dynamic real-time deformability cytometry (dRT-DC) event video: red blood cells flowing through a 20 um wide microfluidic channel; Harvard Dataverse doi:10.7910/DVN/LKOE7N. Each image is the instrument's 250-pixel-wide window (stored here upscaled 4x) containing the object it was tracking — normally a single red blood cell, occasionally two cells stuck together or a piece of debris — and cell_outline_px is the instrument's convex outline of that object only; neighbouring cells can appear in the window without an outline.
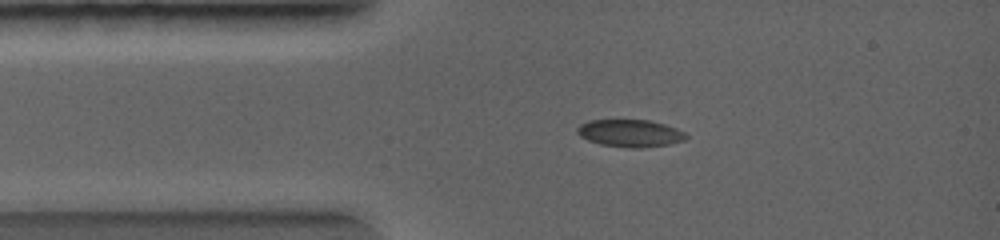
{"species": "common noctule bat (a hibernating species)", "species_latin": "Nyctalus noctula", "temperature_condition": "warm", "stored_images_in_passage": 33, "camera_frame_rate_fps": 5000, "um_per_image_px": 0.085, "animal": {"sex": "female", "body_mass_g": 19.0, "forearm_length_mm": 56.7}, "frame": {"image": 1, "passage_image": 4, "time_ms": 1.0, "image_size_px": [1000, 240], "cell_outline_px": [[688, 136], [684, 140], [668, 144], [640, 148], [632, 148], [600, 144], [588, 140], [580, 136], [576, 132], [576, 128], [580, 124], [588, 120], [648, 120], [664, 124], [676, 128], [684, 132]], "centroid_in_image_um": [53.53, 11.32], "position_along_channel_um": 31.5, "area_um2": 17.28}}
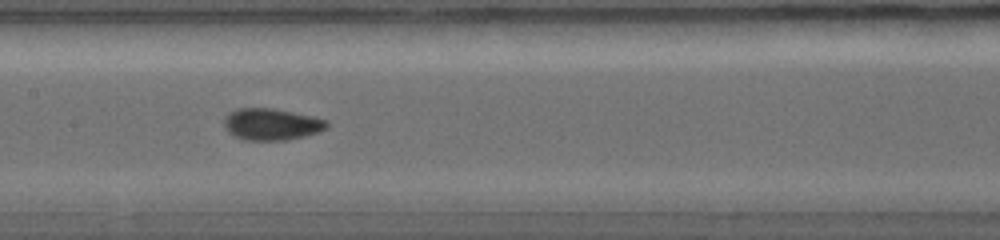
{"frame": {"image": 2, "passage_image": 12, "time_ms": 3.8, "image_size_px": [1000, 240], "cell_outline_px": [[328, 128], [304, 136], [284, 140], [244, 140], [236, 136], [224, 124], [224, 116], [228, 112], [236, 108], [272, 108], [312, 116], [328, 120]], "centroid_in_image_um": [23.08, 10.54], "position_along_channel_um": 184.3, "area_um2": 18.79}}
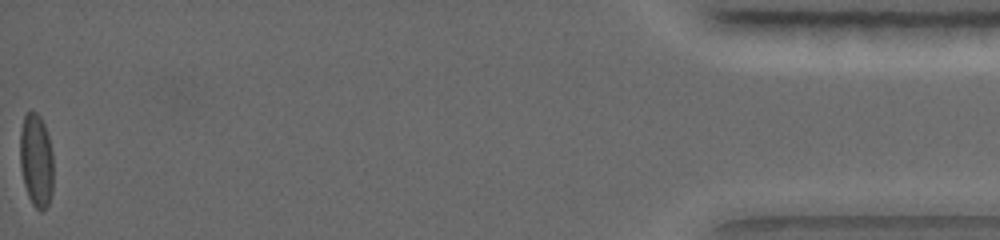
{"frame": {"image": 3, "passage_image": 33, "time_ms": 10.0, "image_size_px": [1000, 240], "cell_outline_px": [[52, 192], [48, 204], [44, 212], [40, 212], [32, 204], [28, 196], [24, 184], [20, 168], [20, 132], [24, 116], [32, 108], [40, 116], [44, 124], [48, 136], [52, 152]], "centroid_in_image_um": [3.07, 13.64], "position_along_channel_um": 432.1, "area_um2": 18.32}}